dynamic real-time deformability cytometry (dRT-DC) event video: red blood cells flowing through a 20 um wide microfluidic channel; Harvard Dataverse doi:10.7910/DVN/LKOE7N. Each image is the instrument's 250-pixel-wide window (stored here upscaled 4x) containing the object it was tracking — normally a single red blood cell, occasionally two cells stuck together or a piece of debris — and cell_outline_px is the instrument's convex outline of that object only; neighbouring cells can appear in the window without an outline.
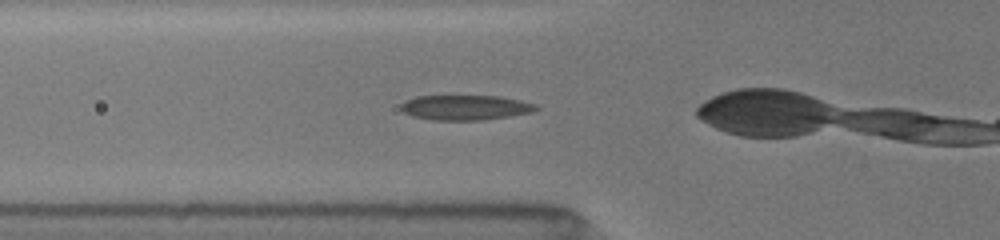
{"species": "common noctule bat (a hibernating species)", "species_latin": "Nyctalus noctula", "temperature_condition": "room temperature", "stored_images_in_passage": 11, "camera_frame_rate_fps": 3000, "um_per_image_px": 0.085, "animal": {"sex": "female", "body_mass_g": 19.5, "forearm_length_mm": 54.1}, "frame": {"image": 1, "passage_image": 7, "time_ms": 3.0, "image_size_px": [1000, 240], "cell_outline_px": [[540, 108], [532, 112], [484, 120], [432, 120], [412, 116], [404, 112], [400, 108], [400, 104], [404, 100], [416, 96], [500, 96], [520, 100], [536, 104]], "centroid_in_image_um": [39.54, 9.13], "position_along_channel_um": 86.3, "area_um2": 19.77}}